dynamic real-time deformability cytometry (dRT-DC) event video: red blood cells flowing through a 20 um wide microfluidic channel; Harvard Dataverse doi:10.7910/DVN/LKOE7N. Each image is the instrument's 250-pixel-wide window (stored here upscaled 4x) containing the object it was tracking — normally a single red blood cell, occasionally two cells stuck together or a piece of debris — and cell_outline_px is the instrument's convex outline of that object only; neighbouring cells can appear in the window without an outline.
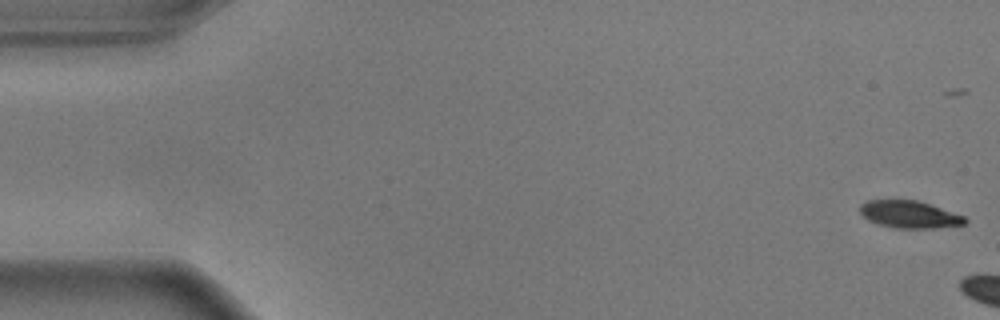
{"species": "common noctule bat (a hibernating species)", "species_latin": "Nyctalus noctula", "temperature_condition": "warm", "stored_images_in_passage": 5, "camera_frame_rate_fps": 3000, "um_per_image_px": 0.085, "animal": {"sex": "male", "body_mass_g": 17.9}, "frame": {"image": 1, "passage_image": 1, "time_ms": 0.0, "image_size_px": [1000, 320], "cell_outline_px": [[968, 220], [964, 224], [936, 228], [896, 228], [876, 224], [868, 220], [860, 212], [860, 204], [868, 200], [916, 200], [964, 216]], "centroid_in_image_um": [77.27, 18.23], "position_along_channel_um": 7.7, "area_um2": 16.53}}